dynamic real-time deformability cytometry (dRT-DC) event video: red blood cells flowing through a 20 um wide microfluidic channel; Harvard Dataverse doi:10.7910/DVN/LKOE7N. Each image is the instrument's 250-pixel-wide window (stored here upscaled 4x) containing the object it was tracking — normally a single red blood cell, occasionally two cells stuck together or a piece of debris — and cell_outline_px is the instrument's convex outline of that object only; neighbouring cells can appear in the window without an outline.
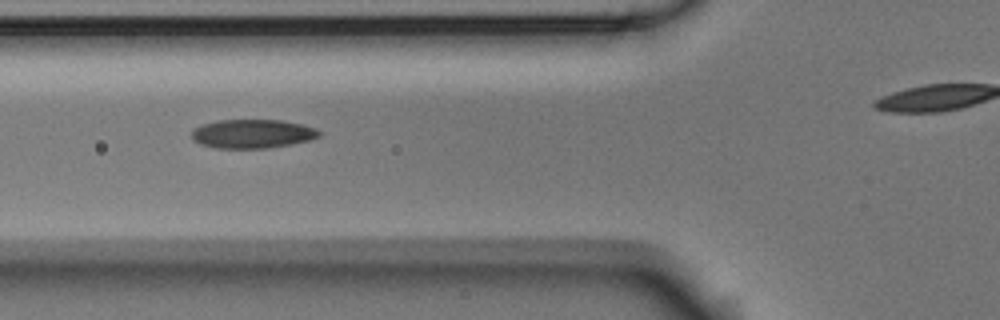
{"species": "Egyptian fruit bat (a non-hibernating species)", "species_latin": "Rousettus aegyptiacus", "temperature_condition": "room temperature", "stored_images_in_passage": 8, "camera_frame_rate_fps": 3000, "um_per_image_px": 0.085, "animal": {"sex": "male"}, "frame": {"image": 1, "passage_image": 6, "time_ms": 1.667, "image_size_px": [1000, 320], "cell_outline_px": [[320, 136], [312, 140], [292, 144], [268, 148], [216, 148], [200, 144], [192, 140], [192, 128], [216, 120], [280, 120], [300, 124], [316, 128], [320, 132]], "centroid_in_image_um": [21.45, 11.37], "position_along_channel_um": 104.4, "area_um2": 21.56}}
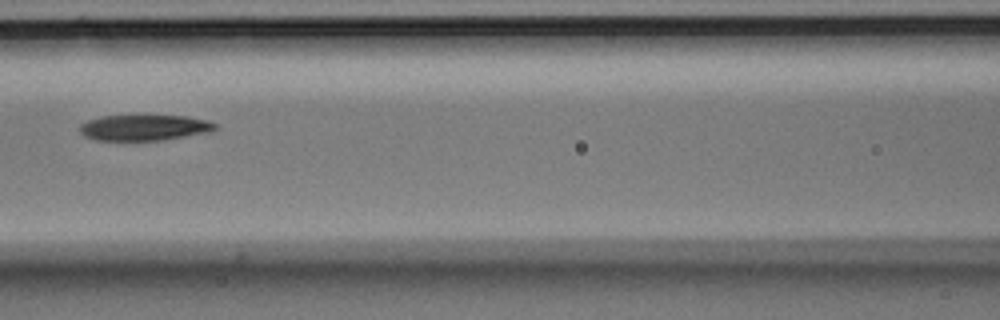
{"frame": {"image": 2, "passage_image": 8, "time_ms": 2.333, "image_size_px": [1000, 320], "cell_outline_px": [[220, 128], [212, 132], [164, 140], [96, 140], [84, 136], [80, 132], [80, 124], [88, 120], [104, 116], [184, 116], [208, 120], [216, 124]], "centroid_in_image_um": [12.32, 10.85], "position_along_channel_um": 154.3, "area_um2": 20.4}}